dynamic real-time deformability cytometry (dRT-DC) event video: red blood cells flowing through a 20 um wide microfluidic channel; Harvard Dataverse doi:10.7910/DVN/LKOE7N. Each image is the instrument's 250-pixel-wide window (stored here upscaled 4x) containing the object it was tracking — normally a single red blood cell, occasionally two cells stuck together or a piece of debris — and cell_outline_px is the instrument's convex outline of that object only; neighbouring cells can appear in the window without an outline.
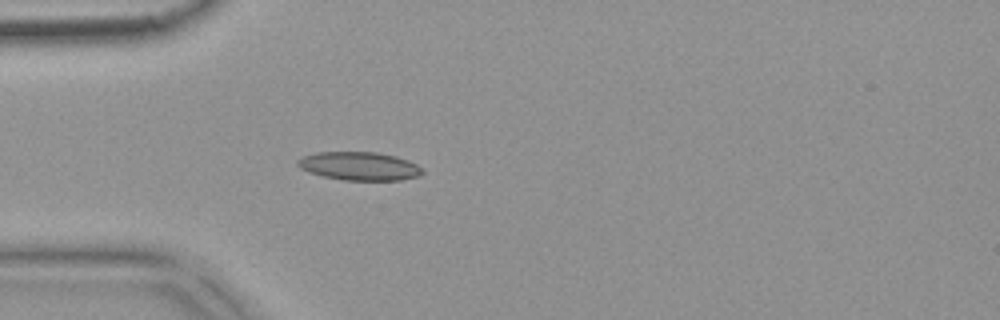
{"species": "common noctule bat (a hibernating species)", "species_latin": "Nyctalus noctula", "temperature_condition": "warm", "stored_images_in_passage": 51, "camera_frame_rate_fps": 3000, "um_per_image_px": 0.085, "animal": {"sex": "female", "body_mass_g": 18.4}, "frame": {"image": 1, "passage_image": 13, "time_ms": 4.0, "image_size_px": [1000, 320], "cell_outline_px": [[424, 172], [420, 176], [400, 180], [344, 180], [324, 176], [308, 172], [300, 168], [296, 164], [296, 160], [304, 156], [316, 152], [376, 152], [396, 156], [408, 160], [416, 164]], "centroid_in_image_um": [30.54, 14.11], "position_along_channel_um": 54.5, "area_um2": 20.63}}
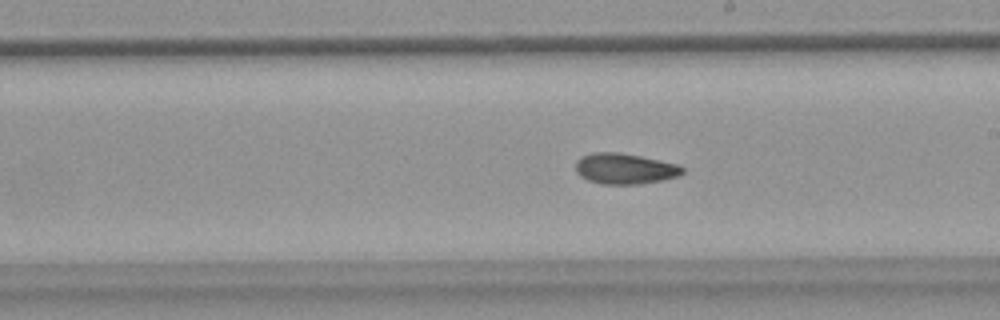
{"frame": {"image": 2, "passage_image": 28, "time_ms": 9.0, "image_size_px": [1000, 320], "cell_outline_px": [[684, 172], [676, 176], [660, 180], [640, 184], [600, 184], [588, 180], [580, 176], [576, 172], [576, 160], [580, 156], [592, 152], [620, 152], [640, 156], [676, 164], [684, 168]], "centroid_in_image_um": [53.04, 14.33], "position_along_channel_um": 236.0, "area_um2": 19.07}}
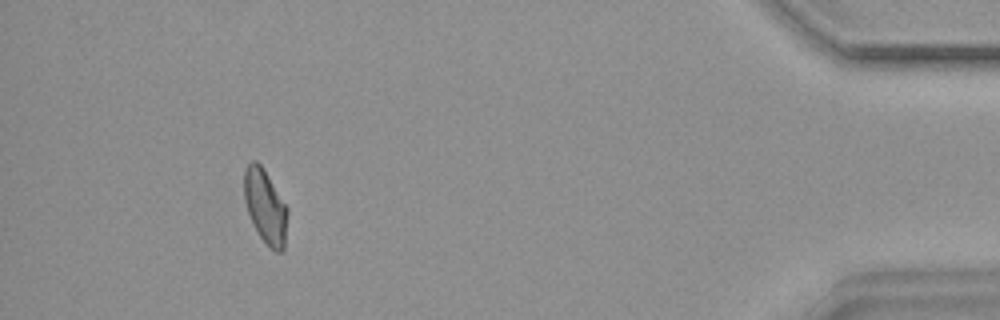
{"frame": {"image": 3, "passage_image": 47, "time_ms": 15.333, "image_size_px": [1000, 320], "cell_outline_px": [[288, 212], [284, 248], [280, 252], [276, 252], [260, 236], [252, 224], [244, 200], [244, 168], [252, 160], [256, 160], [264, 168], [288, 208]], "centroid_in_image_um": [22.54, 17.51], "position_along_channel_um": 412.7, "area_um2": 18.73}, "authors_computed_cell_mechanics": {"area_um2": 18.9584, "velocity_mm_per_s": 3.7737, "shape_relaxation_time_tau1_ms": null, "shape_relaxation_time_tau2_ms": 4.3156, "deformation_change_tau1": null, "deformation_change_tau2": 0.0946}}